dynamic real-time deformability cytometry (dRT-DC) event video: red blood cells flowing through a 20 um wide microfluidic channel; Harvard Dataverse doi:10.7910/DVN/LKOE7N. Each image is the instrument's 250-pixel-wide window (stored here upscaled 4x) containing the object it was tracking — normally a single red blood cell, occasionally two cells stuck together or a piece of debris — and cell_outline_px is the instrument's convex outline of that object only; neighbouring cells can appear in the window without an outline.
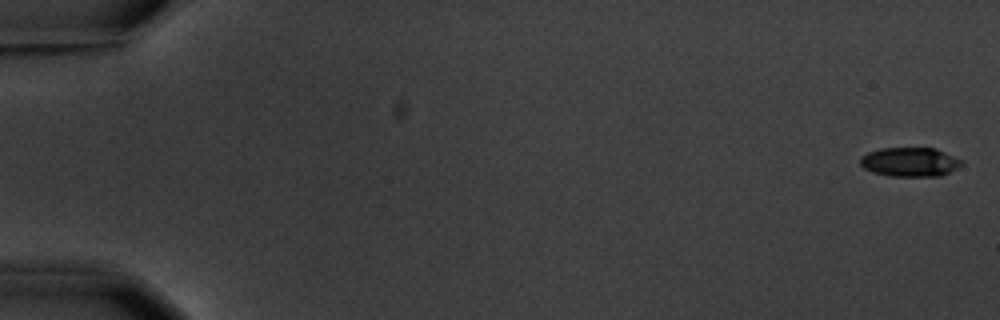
{"species": "common noctule bat (a hibernating species)", "species_latin": "Nyctalus noctula", "temperature_condition": "warm", "stored_images_in_passage": 7, "camera_frame_rate_fps": 3000, "um_per_image_px": 0.085, "animal": {"sex": "male", "body_mass_g": 20.1, "forearm_length_mm": 53.5}, "frame": {"image": 1, "passage_image": 1, "time_ms": 0.0, "image_size_px": [1000, 320], "cell_outline_px": [[964, 164], [940, 176], [888, 176], [872, 172], [864, 168], [860, 164], [860, 156], [868, 152], [880, 148], [936, 148], [964, 160]], "centroid_in_image_um": [77.34, 13.76], "position_along_channel_um": 7.7, "area_um2": 17.4}}
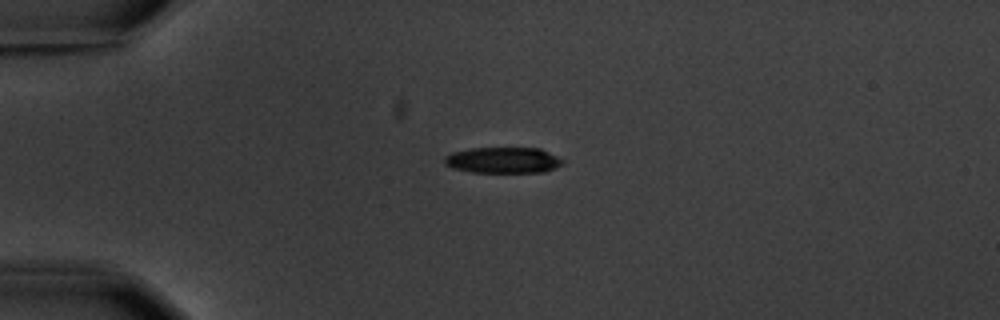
{"frame": {"image": 2, "passage_image": 5, "time_ms": 4.667, "image_size_px": [1000, 320], "cell_outline_px": [[564, 160], [560, 164], [544, 172], [472, 172], [452, 168], [444, 164], [444, 156], [452, 152], [472, 148], [540, 148]], "centroid_in_image_um": [42.7, 13.61], "position_along_channel_um": 42.3, "area_um2": 17.74}}
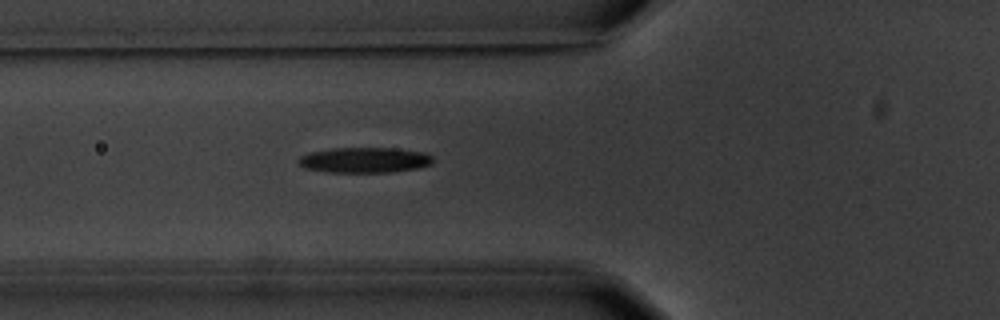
{"frame": {"image": 3, "passage_image": 7, "time_ms": 7.0, "image_size_px": [1000, 320], "cell_outline_px": [[432, 164], [416, 168], [388, 172], [332, 172], [308, 168], [300, 164], [296, 160], [300, 156], [308, 152], [332, 148], [396, 148], [424, 152], [432, 156]], "centroid_in_image_um": [30.99, 13.59], "position_along_channel_um": 94.8, "area_um2": 19.77}}